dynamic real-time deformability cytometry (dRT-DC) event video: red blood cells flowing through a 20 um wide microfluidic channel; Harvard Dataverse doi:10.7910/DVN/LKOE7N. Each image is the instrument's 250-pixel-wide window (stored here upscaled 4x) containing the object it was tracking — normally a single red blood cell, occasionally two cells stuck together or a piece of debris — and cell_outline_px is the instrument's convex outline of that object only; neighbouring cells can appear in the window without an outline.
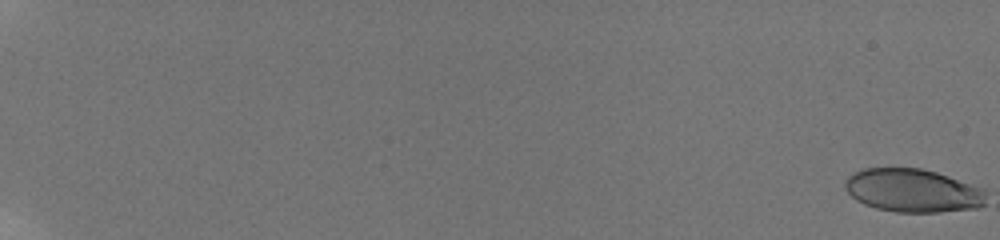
{"species": "human", "species_latin": "Homo sapiens", "temperature_condition": "room temperature", "stored_images_in_passage": 5, "camera_frame_rate_fps": 3000, "um_per_image_px": 0.085, "donor": {"sex": "male"}, "frame": {"image": 1, "passage_image": 1, "time_ms": 0.0, "image_size_px": [1000, 240], "cell_outline_px": [[984, 204], [976, 208], [940, 212], [896, 212], [876, 208], [864, 204], [856, 200], [844, 188], [844, 180], [852, 172], [864, 168], [920, 168], [936, 172], [984, 188]], "centroid_in_image_um": [77.54, 16.19], "position_along_channel_um": 7.5, "area_um2": 35.66}}